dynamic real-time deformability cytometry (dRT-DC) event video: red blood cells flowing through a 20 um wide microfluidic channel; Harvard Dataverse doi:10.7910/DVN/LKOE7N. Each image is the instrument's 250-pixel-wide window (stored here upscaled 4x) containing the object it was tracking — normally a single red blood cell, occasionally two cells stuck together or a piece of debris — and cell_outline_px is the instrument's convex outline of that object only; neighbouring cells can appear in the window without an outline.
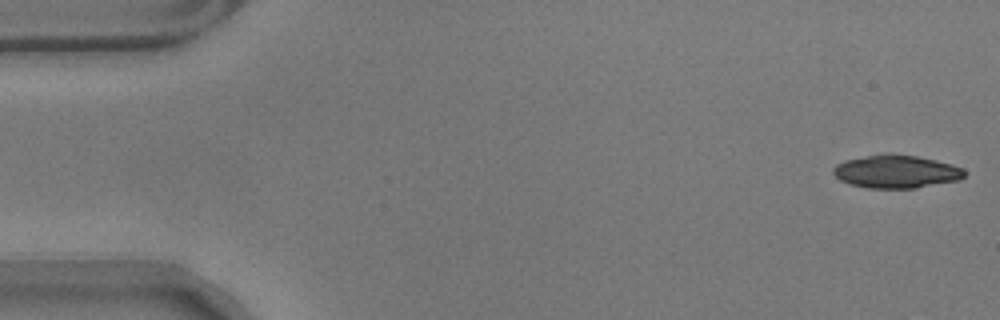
{"species": "common noctule bat (a hibernating species)", "species_latin": "Nyctalus noctula", "temperature_condition": "warm", "stored_images_in_passage": 23, "camera_frame_rate_fps": 3000, "um_per_image_px": 0.085, "animal": {"sex": "male", "body_mass_g": 17.9}, "frame": {"image": 1, "passage_image": 1, "time_ms": 0.0, "image_size_px": [1000, 320], "cell_outline_px": [[964, 176], [960, 180], [916, 188], [868, 188], [852, 184], [840, 180], [832, 172], [832, 168], [836, 164], [844, 160], [884, 152], [892, 152], [916, 156], [936, 160], [952, 164], [964, 168]], "centroid_in_image_um": [76.17, 14.56], "position_along_channel_um": 8.8, "area_um2": 25.61}}